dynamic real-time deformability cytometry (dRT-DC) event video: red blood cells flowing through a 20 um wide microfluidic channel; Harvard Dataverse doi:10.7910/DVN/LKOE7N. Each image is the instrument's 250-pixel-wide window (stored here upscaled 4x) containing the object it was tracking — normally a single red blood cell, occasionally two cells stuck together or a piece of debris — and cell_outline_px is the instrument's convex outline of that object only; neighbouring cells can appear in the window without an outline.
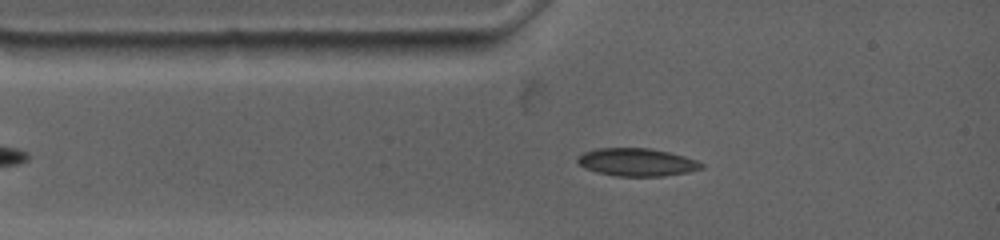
{"species": "common noctule bat (a hibernating species)", "species_latin": "Nyctalus noctula", "temperature_condition": "warm", "stored_images_in_passage": 9, "camera_frame_rate_fps": 4500, "um_per_image_px": 0.085, "animal": {"sex": "female", "body_mass_g": 19.0, "forearm_length_mm": 53.3}, "frame": {"image": 1, "passage_image": 3, "time_ms": 0.889, "image_size_px": [1000, 240], "cell_outline_px": [[704, 168], [688, 172], [664, 176], [616, 176], [596, 172], [584, 168], [576, 160], [584, 152], [596, 148], [652, 148], [684, 156], [696, 160], [704, 164]], "centroid_in_image_um": [54.14, 13.79], "position_along_channel_um": 30.9, "area_um2": 20.11}}
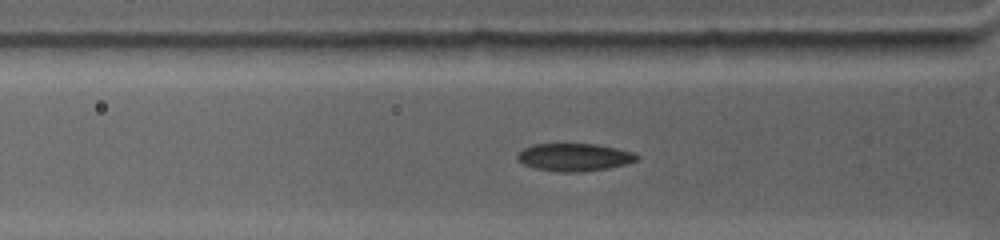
{"frame": {"image": 2, "passage_image": 6, "time_ms": 2.222, "image_size_px": [1000, 240], "cell_outline_px": [[640, 156], [636, 160], [624, 164], [608, 168], [584, 172], [556, 172], [536, 168], [524, 164], [516, 160], [516, 156], [524, 148], [532, 144], [596, 144], [636, 152]], "centroid_in_image_um": [48.82, 13.36], "position_along_channel_um": 77.0, "area_um2": 19.36}}
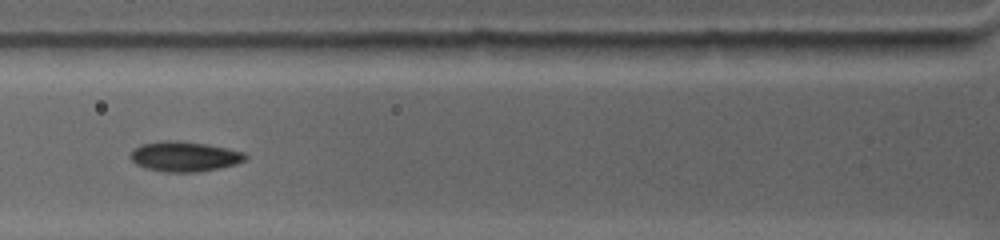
{"frame": {"image": 3, "passage_image": 7, "time_ms": 3.111, "image_size_px": [1000, 240], "cell_outline_px": [[248, 156], [244, 160], [236, 164], [220, 168], [196, 172], [164, 172], [144, 168], [136, 164], [128, 156], [140, 144], [160, 140], [180, 140], [228, 148], [244, 152]], "centroid_in_image_um": [15.66, 13.3], "position_along_channel_um": 110.1, "area_um2": 20.29}}